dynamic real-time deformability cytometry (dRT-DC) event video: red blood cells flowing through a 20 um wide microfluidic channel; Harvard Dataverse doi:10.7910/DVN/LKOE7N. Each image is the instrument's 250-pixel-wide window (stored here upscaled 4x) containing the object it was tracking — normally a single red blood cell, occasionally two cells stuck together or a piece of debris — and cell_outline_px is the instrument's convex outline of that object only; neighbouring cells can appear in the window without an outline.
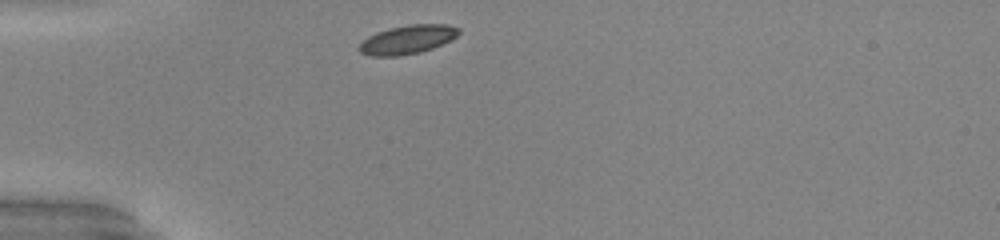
{"species": "common noctule bat (a hibernating species)", "species_latin": "Nyctalus noctula", "temperature_condition": "warm", "stored_images_in_passage": 29, "camera_frame_rate_fps": 3000, "um_per_image_px": 0.085, "animal": {"sex": "male", "body_mass_g": 20.0, "forearm_length_mm": 53.3}, "frame": {"image": 1, "passage_image": 1, "time_ms": 0.0, "image_size_px": [1000, 240], "cell_outline_px": [[460, 32], [456, 36], [432, 48], [420, 52], [396, 56], [368, 56], [360, 52], [356, 48], [368, 36], [376, 32], [388, 28], [412, 24], [448, 24], [460, 28]], "centroid_in_image_um": [34.59, 3.36], "position_along_channel_um": 50.4, "area_um2": 16.65}}
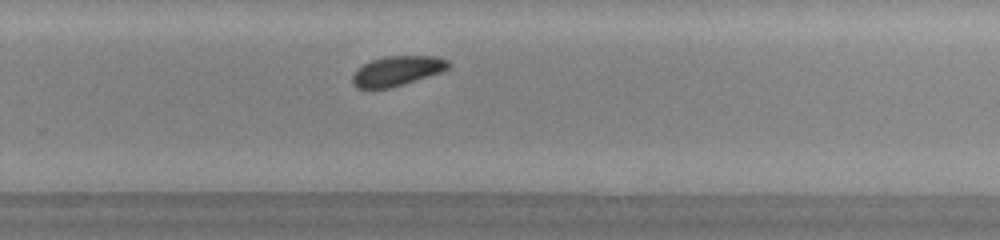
{"frame": {"image": 2, "passage_image": 21, "time_ms": 6.667, "image_size_px": [1000, 240], "cell_outline_px": [[452, 64], [448, 68], [440, 72], [388, 88], [356, 88], [352, 84], [352, 76], [356, 68], [372, 60], [384, 56], [436, 56], [448, 60]], "centroid_in_image_um": [33.73, 6.01], "position_along_channel_um": 296.1, "area_um2": 16.47}, "authors_computed_cell_mechanics": {"area_um2": 16.8198, "velocity_mm_per_s": 3.9759, "shape_relaxation_time_tau1_ms": 1.1803, "shape_relaxation_time_tau2_ms": null, "deformation_change_tau1": 0.0629, "deformation_change_tau2": null}}